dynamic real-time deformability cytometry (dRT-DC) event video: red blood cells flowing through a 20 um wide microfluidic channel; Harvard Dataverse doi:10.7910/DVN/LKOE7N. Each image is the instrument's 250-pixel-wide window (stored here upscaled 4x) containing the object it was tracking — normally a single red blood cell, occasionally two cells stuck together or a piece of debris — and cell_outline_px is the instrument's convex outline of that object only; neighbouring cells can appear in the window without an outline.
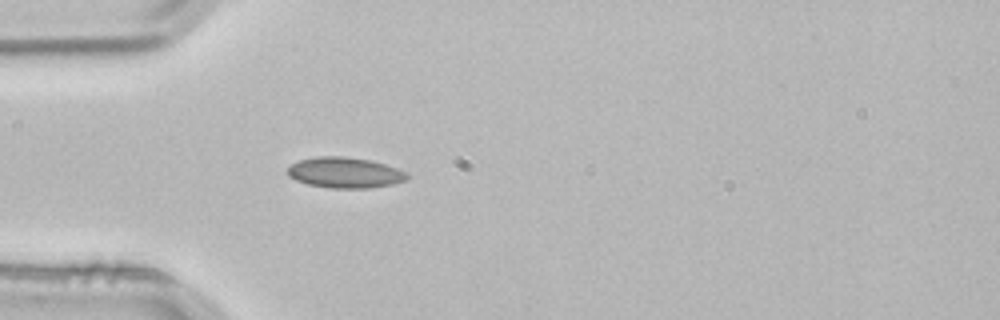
{"species": "common noctule bat (a hibernating species)", "species_latin": "Nyctalus noctula", "temperature_condition": "room temperature", "stored_images_in_passage": 1, "camera_frame_rate_fps": 3000, "um_per_image_px": 0.085, "animal": {"sex": "male", "body_mass_g": 21.5, "forearm_length_mm": 52.0}, "frame": {"image": 1, "passage_image": 1, "time_ms": 0.0, "image_size_px": [1000, 320], "cell_outline_px": [[412, 176], [408, 180], [392, 184], [368, 188], [332, 188], [308, 184], [296, 180], [288, 176], [288, 168], [292, 164], [300, 160], [316, 156], [344, 156], [372, 160], [408, 172]], "centroid_in_image_um": [29.37, 14.67], "position_along_channel_um": 55.6, "area_um2": 21.5}}